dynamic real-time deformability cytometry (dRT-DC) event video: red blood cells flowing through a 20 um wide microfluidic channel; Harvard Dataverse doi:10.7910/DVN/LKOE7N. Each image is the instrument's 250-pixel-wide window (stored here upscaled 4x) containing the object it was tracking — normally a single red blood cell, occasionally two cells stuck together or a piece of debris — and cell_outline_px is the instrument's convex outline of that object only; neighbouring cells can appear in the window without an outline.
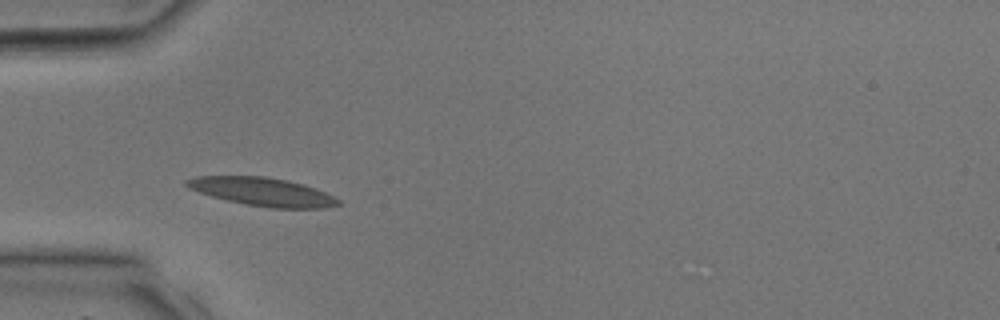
{"species": "common noctule bat (a hibernating species)", "species_latin": "Nyctalus noctula", "temperature_condition": "room temperature", "stored_images_in_passage": 25, "camera_frame_rate_fps": 3000, "um_per_image_px": 0.085, "animal": {"sex": "male", "body_mass_g": 17.9, "forearm_length_mm": 54.2}, "frame": {"image": 1, "passage_image": 7, "time_ms": 2.0, "image_size_px": [1000, 320], "cell_outline_px": [[340, 204], [324, 208], [272, 208], [248, 204], [228, 200], [212, 196], [188, 188], [184, 184], [184, 180], [196, 176], [264, 176], [288, 180], [316, 188], [340, 200]], "centroid_in_image_um": [22.29, 16.29], "position_along_channel_um": 62.7, "area_um2": 24.8}}
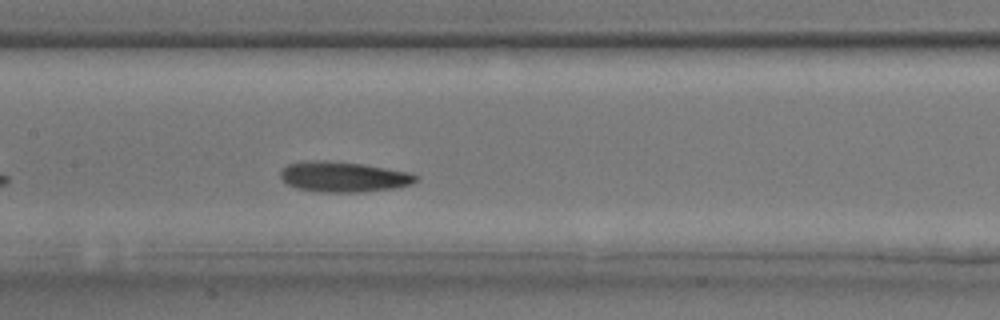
{"frame": {"image": 2, "passage_image": 13, "time_ms": 4.0, "image_size_px": [1000, 320], "cell_outline_px": [[420, 180], [412, 184], [396, 188], [364, 192], [320, 192], [296, 188], [288, 184], [280, 176], [280, 172], [288, 164], [308, 160], [328, 160], [364, 164], [412, 172], [420, 176]], "centroid_in_image_um": [29.28, 15.02], "position_along_channel_um": 178.1, "area_um2": 24.39}}
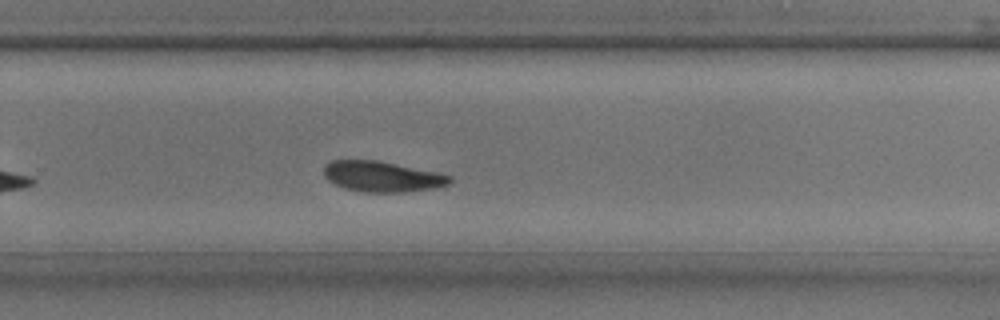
{"frame": {"image": 3, "passage_image": 19, "time_ms": 6.0, "image_size_px": [1000, 320], "cell_outline_px": [[452, 180], [448, 184], [436, 188], [400, 192], [364, 192], [344, 188], [328, 180], [324, 176], [324, 164], [332, 160], [380, 160], [436, 172], [452, 176]], "centroid_in_image_um": [32.47, 14.99], "position_along_channel_um": 297.3, "area_um2": 22.48}}